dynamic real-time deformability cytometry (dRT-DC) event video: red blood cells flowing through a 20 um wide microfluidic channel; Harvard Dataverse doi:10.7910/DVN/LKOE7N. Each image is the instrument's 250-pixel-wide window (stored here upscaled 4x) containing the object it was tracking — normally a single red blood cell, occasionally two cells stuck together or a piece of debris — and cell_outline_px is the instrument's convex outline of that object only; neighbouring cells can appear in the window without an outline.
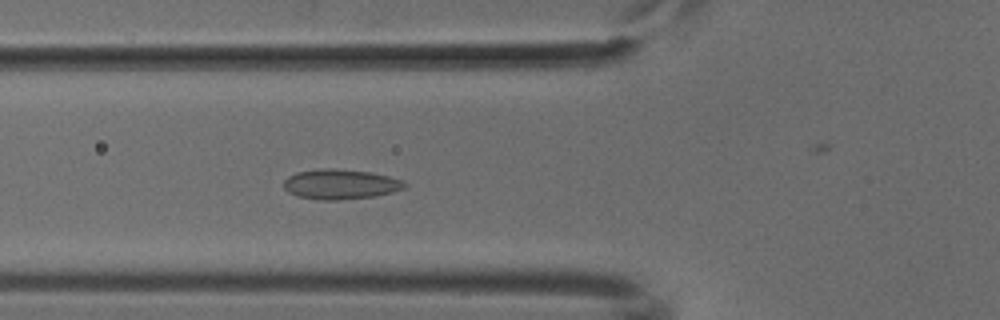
{"species": "common noctule bat (a hibernating species)", "species_latin": "Nyctalus noctula", "temperature_condition": "cold", "stored_images_in_passage": 44, "camera_frame_rate_fps": 3000, "um_per_image_px": 0.085, "animal": {"sex": "male", "body_mass_g": 18.8}, "frame": {"image": 1, "passage_image": 16, "time_ms": 5.0, "image_size_px": [1000, 320], "cell_outline_px": [[408, 184], [404, 188], [392, 192], [376, 196], [336, 200], [320, 200], [296, 196], [288, 192], [284, 188], [284, 180], [288, 176], [296, 172], [324, 168], [332, 168], [372, 172], [404, 180]], "centroid_in_image_um": [28.94, 15.66], "position_along_channel_um": 96.9, "area_um2": 21.27}}
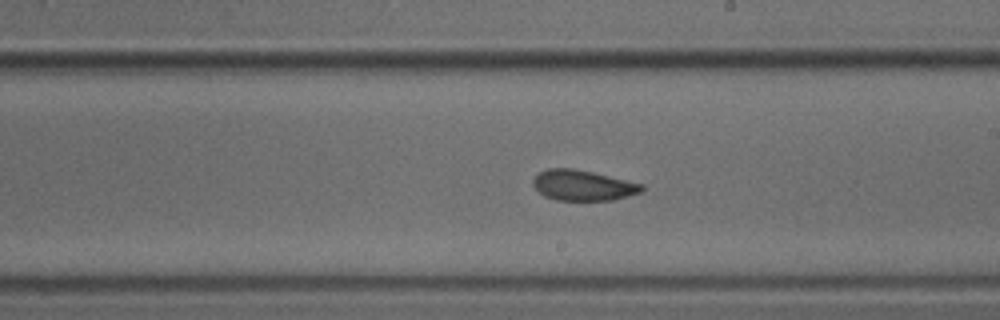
{"frame": {"image": 2, "passage_image": 27, "time_ms": 8.667, "image_size_px": [1000, 320], "cell_outline_px": [[644, 188], [640, 192], [612, 200], [556, 200], [544, 196], [532, 184], [532, 180], [540, 172], [548, 168], [572, 168], [592, 172], [644, 184]], "centroid_in_image_um": [49.53, 15.75], "position_along_channel_um": 239.5, "area_um2": 19.13}}
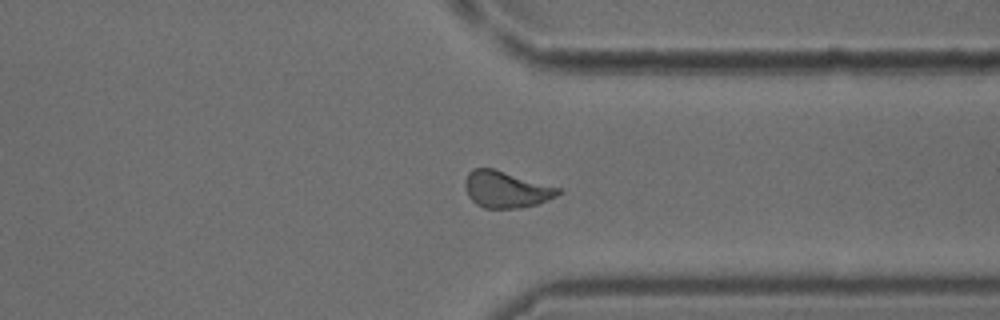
{"frame": {"image": 3, "passage_image": 37, "time_ms": 12.0, "image_size_px": [1000, 320], "cell_outline_px": [[564, 192], [556, 196], [536, 204], [520, 208], [484, 208], [476, 204], [468, 196], [464, 184], [464, 180], [468, 172], [472, 168], [492, 168], [560, 188]], "centroid_in_image_um": [42.99, 16.1], "position_along_channel_um": 368.4, "area_um2": 19.77}}